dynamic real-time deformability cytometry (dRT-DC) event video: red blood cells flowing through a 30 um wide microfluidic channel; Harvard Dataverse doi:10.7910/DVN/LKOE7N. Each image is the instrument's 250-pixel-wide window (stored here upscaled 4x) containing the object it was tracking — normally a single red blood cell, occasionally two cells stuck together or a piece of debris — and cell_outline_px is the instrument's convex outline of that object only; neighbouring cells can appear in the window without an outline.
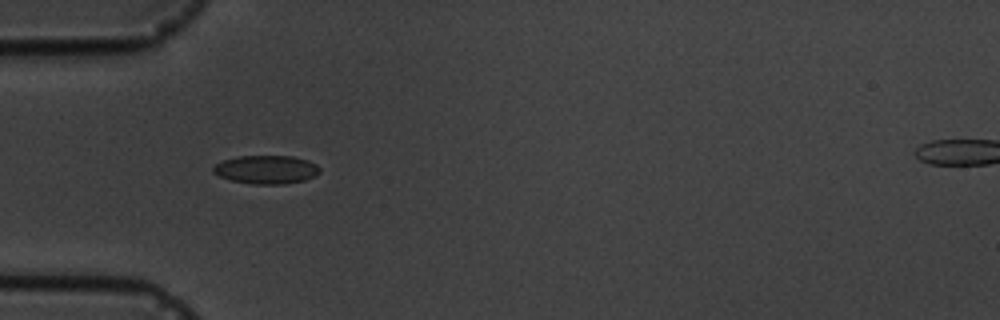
{"species": "common noctule bat (a hibernating species)", "species_latin": "Nyctalus noctula", "temperature_condition": "cold", "stored_images_in_passage": 7, "camera_frame_rate_fps": 3000, "um_per_image_px": 0.085, "animal": {"sex": "male", "body_mass_g": 19.5, "forearm_length_mm": 54.6}, "frame": {"image": 1, "passage_image": 4, "time_ms": 4.333, "image_size_px": [1000, 320], "cell_outline_px": [[320, 172], [316, 176], [304, 180], [284, 184], [252, 184], [232, 180], [220, 176], [212, 172], [212, 168], [216, 164], [224, 160], [240, 156], [292, 156], [308, 160], [316, 164], [320, 168]], "centroid_in_image_um": [22.66, 14.41], "position_along_channel_um": 62.3, "area_um2": 17.63}}
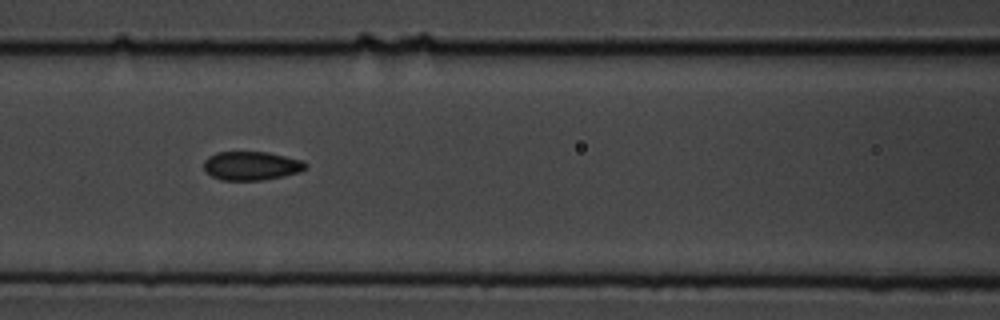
{"frame": {"image": 2, "passage_image": 6, "time_ms": 6.667, "image_size_px": [1000, 320], "cell_outline_px": [[308, 168], [300, 172], [284, 176], [260, 180], [220, 180], [212, 176], [204, 168], [204, 160], [208, 156], [216, 152], [268, 152], [300, 160], [308, 164]], "centroid_in_image_um": [21.37, 14.09], "position_along_channel_um": 145.2, "area_um2": 17.05}}
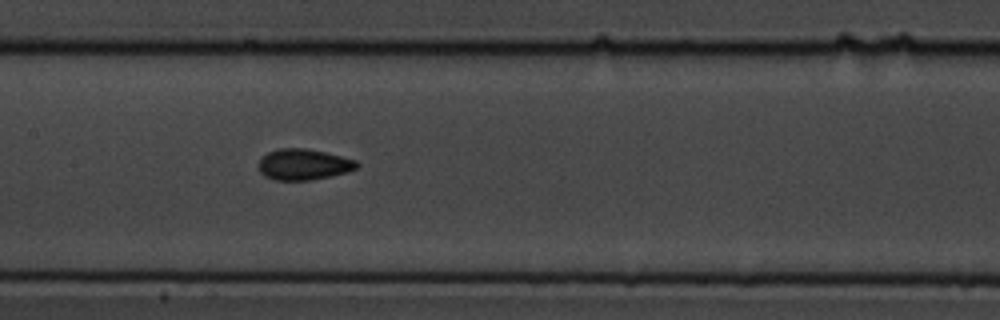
{"frame": {"image": 3, "passage_image": 7, "time_ms": 7.667, "image_size_px": [1000, 320], "cell_outline_px": [[360, 164], [356, 168], [348, 172], [332, 176], [312, 180], [276, 180], [264, 176], [260, 172], [260, 160], [268, 152], [280, 148], [304, 148], [324, 152], [356, 160]], "centroid_in_image_um": [25.83, 13.99], "position_along_channel_um": 181.6, "area_um2": 17.63}}